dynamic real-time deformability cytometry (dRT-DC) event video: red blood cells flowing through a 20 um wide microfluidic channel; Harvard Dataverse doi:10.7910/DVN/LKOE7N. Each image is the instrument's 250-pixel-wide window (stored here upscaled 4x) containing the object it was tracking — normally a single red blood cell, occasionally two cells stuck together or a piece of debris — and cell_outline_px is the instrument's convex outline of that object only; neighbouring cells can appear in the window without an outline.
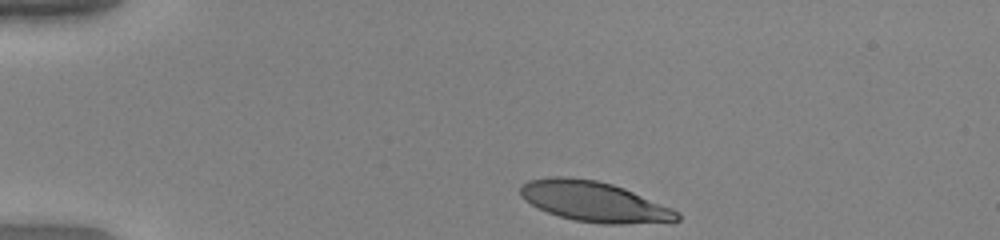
{"species": "human", "species_latin": "Homo sapiens", "temperature_condition": "warm", "stored_images_in_passage": 36, "camera_frame_rate_fps": 3000, "um_per_image_px": 0.085, "donor": {"sex": "female"}, "frame": {"image": 1, "passage_image": 1, "time_ms": 0.0, "image_size_px": [1000, 240], "cell_outline_px": [[680, 220], [672, 224], [600, 224], [576, 220], [560, 216], [548, 212], [524, 200], [520, 196], [520, 188], [528, 180], [552, 176], [560, 176], [596, 180], [612, 184], [624, 188], [672, 208], [680, 212]], "centroid_in_image_um": [50.6, 17.16], "position_along_channel_um": 34.4, "area_um2": 37.11}}
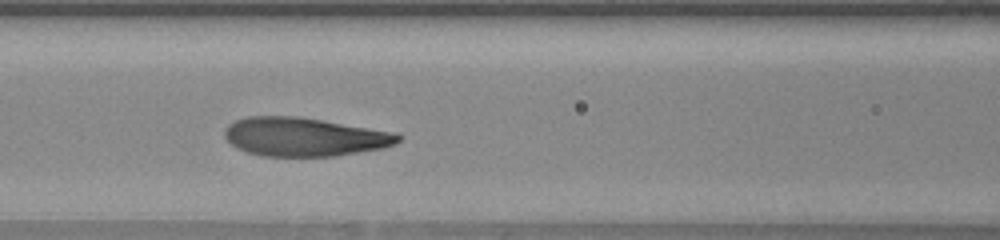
{"frame": {"image": 2, "passage_image": 14, "time_ms": 4.333, "image_size_px": [1000, 240], "cell_outline_px": [[404, 136], [396, 144], [384, 148], [336, 156], [264, 156], [248, 152], [236, 148], [224, 136], [224, 128], [228, 124], [236, 120], [248, 116], [296, 116], [396, 132]], "centroid_in_image_um": [25.89, 11.63], "position_along_channel_um": 140.7, "area_um2": 39.25}}
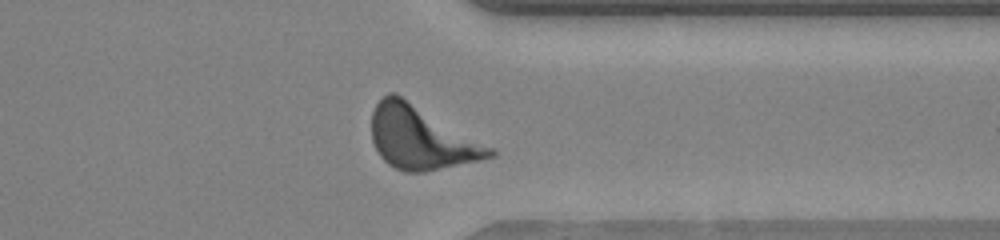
{"frame": {"image": 3, "passage_image": 32, "time_ms": 10.333, "image_size_px": [1000, 240], "cell_outline_px": [[496, 156], [480, 160], [424, 172], [404, 172], [388, 164], [380, 156], [372, 140], [372, 112], [376, 104], [388, 92], [396, 92], [492, 148], [496, 152]], "centroid_in_image_um": [35.77, 11.71], "position_along_channel_um": 375.6, "area_um2": 43.0}, "authors_computed_cell_mechanics": {"area_um2": 39.015, "velocity_mm_per_s": 3.9376, "shape_relaxation_time_tau1_ms": 2.4777, "shape_relaxation_time_tau2_ms": 0.9855, "deformation_change_tau1": 0.163, "deformation_change_tau2": 0.0787}}